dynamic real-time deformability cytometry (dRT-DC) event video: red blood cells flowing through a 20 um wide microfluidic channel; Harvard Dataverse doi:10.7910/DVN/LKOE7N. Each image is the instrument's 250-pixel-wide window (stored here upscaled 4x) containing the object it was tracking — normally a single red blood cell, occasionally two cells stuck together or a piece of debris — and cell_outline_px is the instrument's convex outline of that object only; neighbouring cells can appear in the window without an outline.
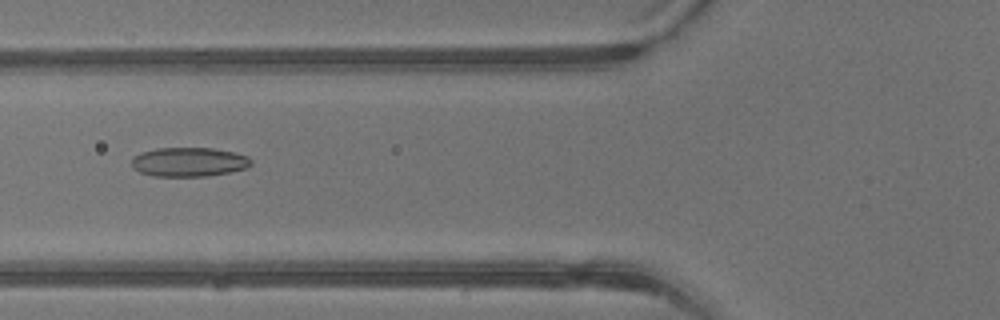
{"species": "common noctule bat (a hibernating species)", "species_latin": "Nyctalus noctula", "temperature_condition": "warm", "stored_images_in_passage": 41, "camera_frame_rate_fps": 3000, "um_per_image_px": 0.085, "animal": {"sex": "male", "body_mass_g": 13.3}, "frame": {"image": 1, "passage_image": 16, "time_ms": 5.0, "image_size_px": [1000, 320], "cell_outline_px": [[252, 164], [248, 168], [208, 176], [152, 176], [140, 172], [132, 168], [132, 156], [140, 152], [156, 148], [212, 148], [236, 152], [248, 156], [252, 160]], "centroid_in_image_um": [16.06, 13.76], "position_along_channel_um": 109.7, "area_um2": 20.58}}
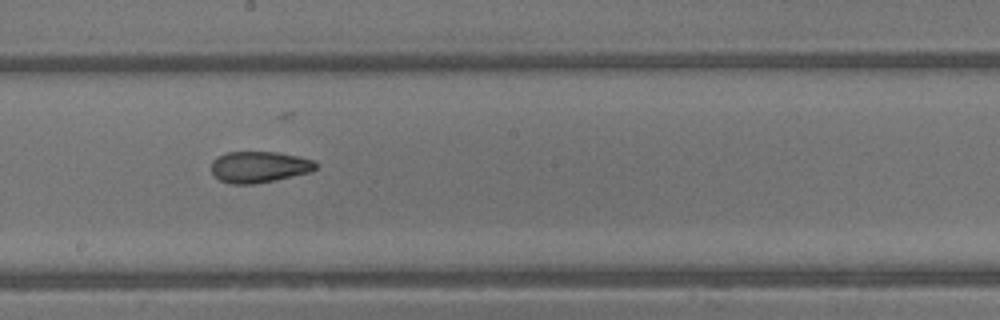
{"frame": {"image": 2, "passage_image": 23, "time_ms": 7.333, "image_size_px": [1000, 320], "cell_outline_px": [[320, 164], [312, 172], [256, 184], [232, 184], [220, 180], [212, 172], [212, 160], [216, 156], [228, 152], [276, 152], [296, 156], [312, 160]], "centroid_in_image_um": [22.04, 14.19], "position_along_channel_um": 226.2, "area_um2": 19.07}}
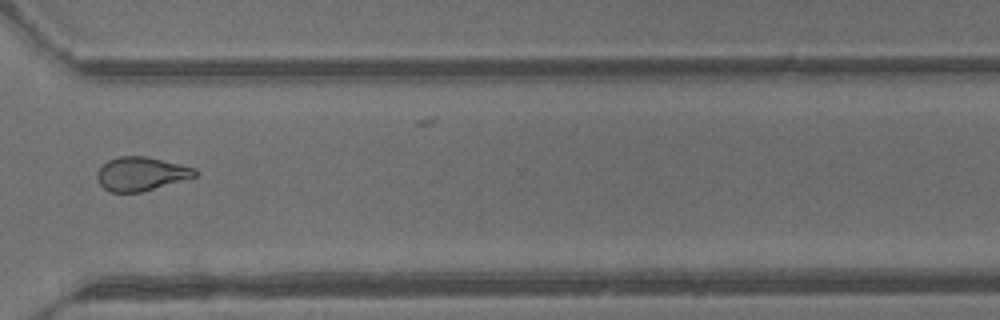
{"frame": {"image": 3, "passage_image": 31, "time_ms": 10.0, "image_size_px": [1000, 320], "cell_outline_px": [[196, 176], [140, 192], [112, 192], [104, 188], [100, 184], [96, 176], [96, 172], [108, 160], [120, 156], [148, 156], [196, 168]], "centroid_in_image_um": [11.97, 14.76], "position_along_channel_um": 358.6, "area_um2": 19.02}, "authors_computed_cell_mechanics": {"area_um2": 20.6924, "velocity_mm_per_s": 4.9802, "shape_relaxation_time_tau1_ms": null, "shape_relaxation_time_tau2_ms": 1.4023, "deformation_change_tau1": null, "deformation_change_tau2": 0.0749}}